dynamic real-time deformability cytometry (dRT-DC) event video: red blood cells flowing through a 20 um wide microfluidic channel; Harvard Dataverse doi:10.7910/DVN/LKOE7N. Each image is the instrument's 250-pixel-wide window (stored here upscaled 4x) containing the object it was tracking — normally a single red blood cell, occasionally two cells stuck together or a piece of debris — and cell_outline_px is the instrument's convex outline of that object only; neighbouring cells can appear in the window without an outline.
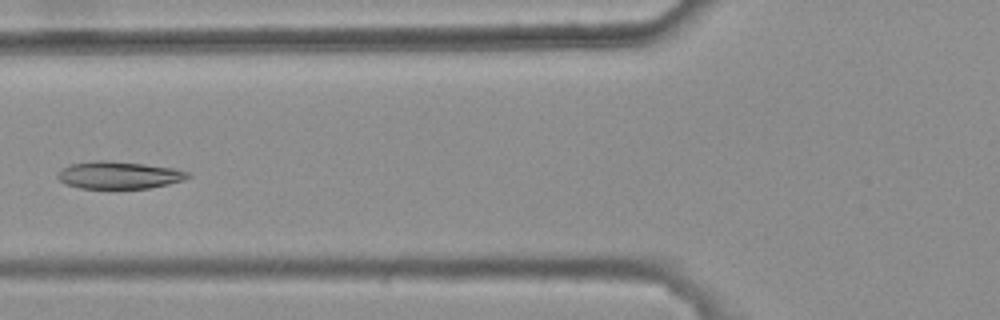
{"species": "common noctule bat (a hibernating species)", "species_latin": "Nyctalus noctula", "temperature_condition": "warm", "stored_images_in_passage": 6, "camera_frame_rate_fps": 3000, "um_per_image_px": 0.085, "animal": {"sex": "female", "body_mass_g": 25.1}, "frame": {"image": 1, "passage_image": 5, "time_ms": 1.333, "image_size_px": [1000, 320], "cell_outline_px": [[192, 176], [184, 180], [168, 184], [148, 188], [80, 188], [64, 184], [56, 176], [60, 168], [68, 164], [92, 160], [108, 160], [144, 164], [176, 168], [188, 172]], "centroid_in_image_um": [10.07, 14.87], "position_along_channel_um": 115.7, "area_um2": 21.04}}
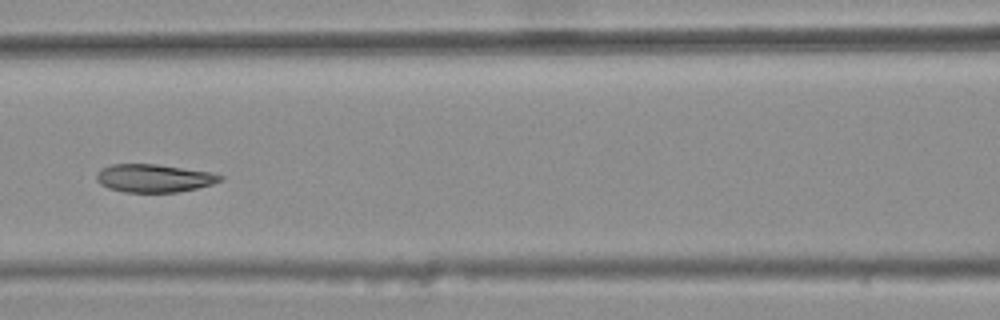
{"frame": {"image": 2, "passage_image": 6, "time_ms": 1.667, "image_size_px": [1000, 320], "cell_outline_px": [[224, 180], [212, 184], [196, 188], [176, 192], [124, 192], [108, 188], [100, 184], [96, 180], [96, 172], [100, 168], [112, 164], [156, 164], [212, 172], [224, 176]], "centroid_in_image_um": [13.07, 15.14], "position_along_channel_um": 153.5, "area_um2": 20.35}}